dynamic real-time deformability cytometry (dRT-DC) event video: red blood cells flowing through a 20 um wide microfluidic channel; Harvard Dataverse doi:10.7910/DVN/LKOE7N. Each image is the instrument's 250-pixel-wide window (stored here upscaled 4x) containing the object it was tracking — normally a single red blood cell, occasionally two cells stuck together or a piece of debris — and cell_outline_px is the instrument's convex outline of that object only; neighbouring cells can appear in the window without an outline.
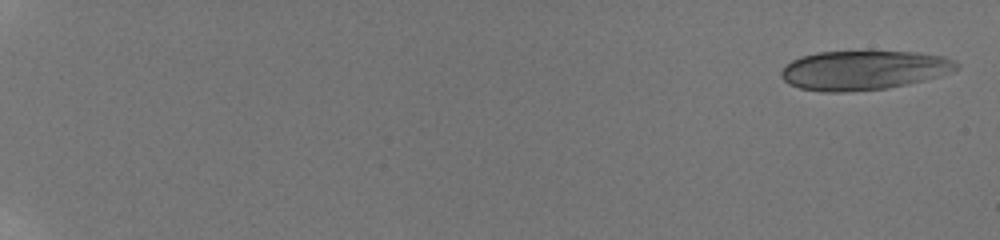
{"species": "human", "species_latin": "Homo sapiens", "temperature_condition": "room temperature", "stored_images_in_passage": 55, "camera_frame_rate_fps": 3000, "um_per_image_px": 0.085, "donor": {"sex": "male"}, "frame": {"image": 1, "passage_image": 1, "time_ms": 0.0, "image_size_px": [1000, 240], "cell_outline_px": [[960, 64], [956, 68], [940, 76], [908, 84], [888, 88], [844, 92], [820, 92], [800, 88], [788, 84], [780, 76], [780, 72], [792, 60], [800, 56], [820, 52], [916, 52], [944, 56], [956, 60]], "centroid_in_image_um": [73.4, 5.97], "position_along_channel_um": 11.6, "area_um2": 40.11}}
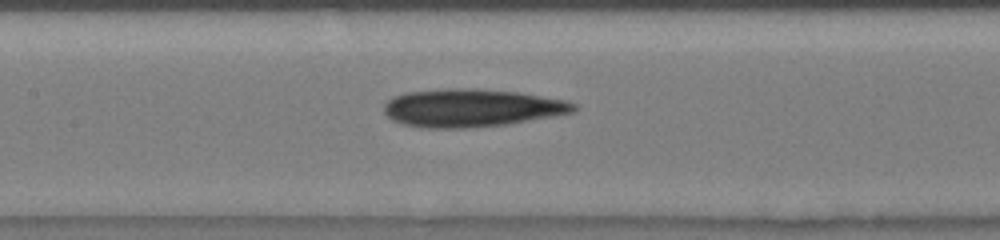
{"frame": {"image": 2, "passage_image": 30, "time_ms": 9.667, "image_size_px": [1000, 240], "cell_outline_px": [[576, 108], [572, 112], [556, 116], [508, 124], [464, 128], [424, 128], [404, 124], [392, 120], [384, 112], [384, 104], [392, 96], [404, 92], [448, 88], [476, 88], [516, 92], [568, 100], [576, 104]], "centroid_in_image_um": [40.07, 9.17], "position_along_channel_um": 167.3, "area_um2": 42.19}}
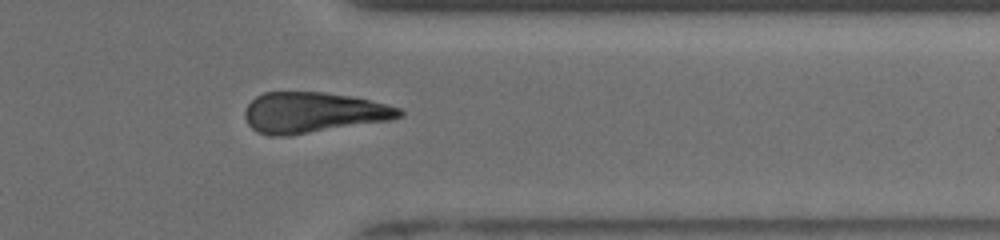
{"frame": {"image": 3, "passage_image": 47, "time_ms": 15.333, "image_size_px": [1000, 240], "cell_outline_px": [[404, 116], [392, 120], [288, 136], [268, 136], [256, 132], [248, 124], [244, 116], [244, 112], [248, 104], [256, 96], [264, 92], [324, 92], [352, 96], [400, 108], [404, 112]], "centroid_in_image_um": [26.61, 9.58], "position_along_channel_um": 384.8, "area_um2": 36.76}}